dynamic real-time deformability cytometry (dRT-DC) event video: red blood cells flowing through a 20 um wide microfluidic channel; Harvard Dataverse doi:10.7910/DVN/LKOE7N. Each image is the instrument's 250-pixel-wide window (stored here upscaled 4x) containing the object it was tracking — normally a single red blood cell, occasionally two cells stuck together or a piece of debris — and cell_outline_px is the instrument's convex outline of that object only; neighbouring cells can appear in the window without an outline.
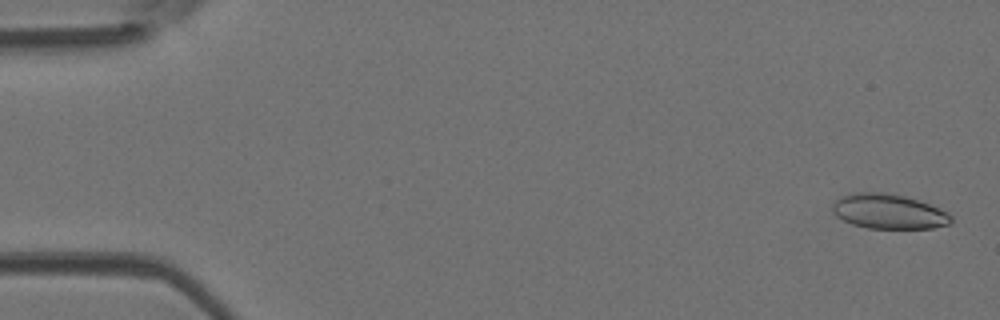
{"species": "Egyptian fruit bat (a non-hibernating species)", "species_latin": "Rousettus aegyptiacus", "temperature_condition": "room temperature", "stored_images_in_passage": 52, "camera_frame_rate_fps": 3000, "um_per_image_px": 0.085, "animal": {"sex": "female"}, "frame": {"image": 1, "passage_image": 2, "time_ms": 0.333, "image_size_px": [1000, 320], "cell_outline_px": [[952, 220], [948, 224], [932, 228], [868, 228], [852, 224], [836, 216], [832, 212], [832, 204], [840, 196], [852, 192], [880, 192], [908, 196], [920, 200], [940, 208], [948, 212], [952, 216]], "centroid_in_image_um": [75.53, 17.96], "position_along_channel_um": 9.5, "area_um2": 24.28}}
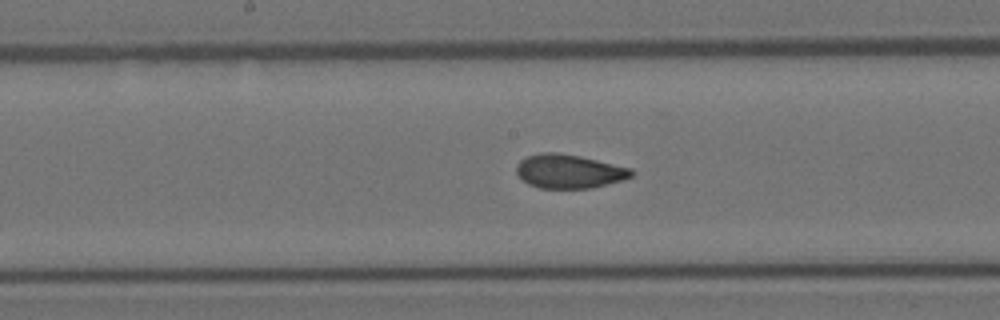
{"frame": {"image": 2, "passage_image": 27, "time_ms": 8.667, "image_size_px": [1000, 320], "cell_outline_px": [[636, 172], [632, 176], [624, 180], [592, 188], [540, 188], [528, 184], [516, 172], [516, 164], [520, 160], [528, 156], [540, 152], [556, 152], [580, 156], [632, 168]], "centroid_in_image_um": [48.4, 14.56], "position_along_channel_um": 199.8, "area_um2": 22.83}}
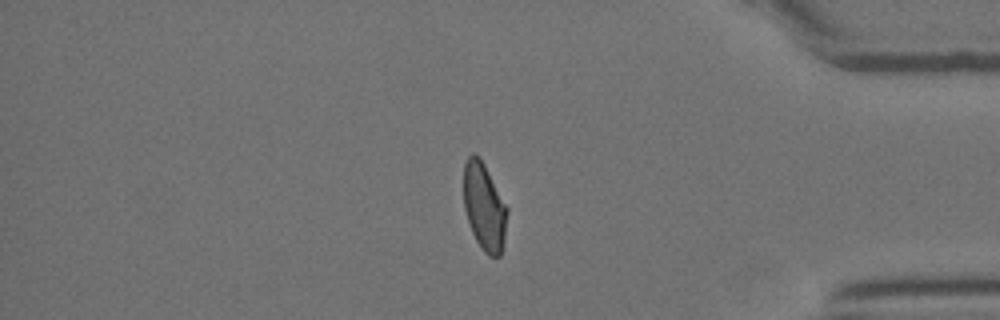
{"frame": {"image": 3, "passage_image": 44, "time_ms": 14.333, "image_size_px": [1000, 320], "cell_outline_px": [[508, 212], [504, 240], [500, 256], [488, 256], [484, 252], [476, 240], [472, 232], [464, 208], [464, 164], [468, 156], [472, 152], [476, 152], [480, 156], [508, 208]], "centroid_in_image_um": [41.16, 17.54], "position_along_channel_um": 394.0, "area_um2": 22.25}, "authors_computed_cell_mechanics": {"area_um2": 22.8599, "velocity_mm_per_s": 3.9179, "shape_relaxation_time_tau1_ms": 10.1963, "shape_relaxation_time_tau2_ms": 1.097, "deformation_change_tau1": 0.207, "deformation_change_tau2": 0.0601}}